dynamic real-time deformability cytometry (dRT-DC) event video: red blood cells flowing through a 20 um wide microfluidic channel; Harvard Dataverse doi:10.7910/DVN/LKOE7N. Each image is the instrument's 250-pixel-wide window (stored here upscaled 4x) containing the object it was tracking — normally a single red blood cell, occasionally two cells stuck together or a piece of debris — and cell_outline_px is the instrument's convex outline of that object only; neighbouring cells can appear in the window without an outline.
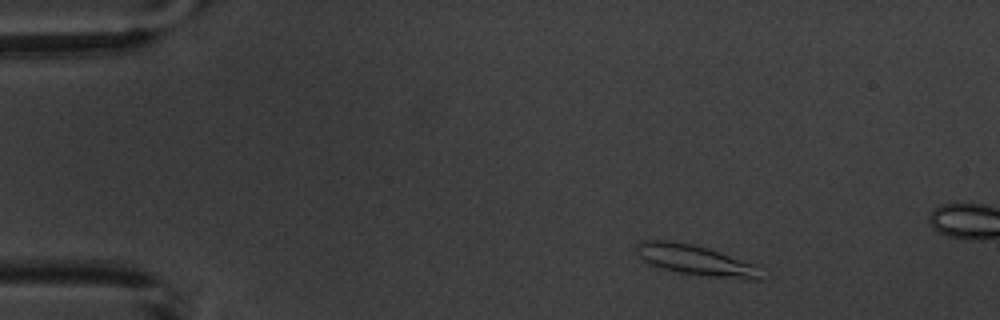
{"species": "common noctule bat (a hibernating species)", "species_latin": "Nyctalus noctula", "temperature_condition": "warm", "stored_images_in_passage": 4, "camera_frame_rate_fps": 3000, "um_per_image_px": 0.085, "animal": {"sex": "male", "body_mass_g": 20.1, "forearm_length_mm": 53.5}, "frame": {"image": 1, "passage_image": 1, "time_ms": 0.0, "image_size_px": [1000, 320], "cell_outline_px": [[768, 268], [764, 280], [748, 280], [708, 276], [680, 272], [664, 268], [652, 264], [644, 260], [640, 256], [636, 248], [636, 244], [644, 240], [668, 240], [692, 244], [708, 248]], "centroid_in_image_um": [59.35, 22.14], "position_along_channel_um": 25.7, "area_um2": 22.37}}